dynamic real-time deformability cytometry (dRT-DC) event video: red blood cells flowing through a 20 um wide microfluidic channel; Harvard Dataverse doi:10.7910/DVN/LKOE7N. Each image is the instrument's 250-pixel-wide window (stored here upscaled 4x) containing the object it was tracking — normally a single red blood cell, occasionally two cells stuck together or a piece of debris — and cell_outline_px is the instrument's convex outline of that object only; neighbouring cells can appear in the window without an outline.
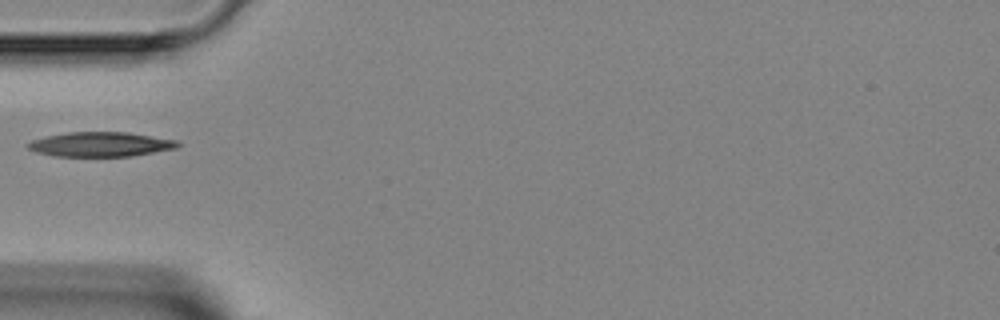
{"species": "Egyptian fruit bat (a non-hibernating species)", "species_latin": "Rousettus aegyptiacus", "temperature_condition": "room temperature", "stored_images_in_passage": 5, "camera_frame_rate_fps": 3000, "um_per_image_px": 0.085, "animal": {"sex": "female"}, "frame": {"image": 1, "passage_image": 4, "time_ms": 4.667, "image_size_px": [1000, 320], "cell_outline_px": [[184, 144], [176, 148], [132, 156], [56, 156], [36, 152], [28, 148], [28, 144], [32, 140], [44, 136], [68, 132], [128, 132], [180, 140]], "centroid_in_image_um": [8.62, 12.26], "position_along_channel_um": 76.4, "area_um2": 21.62}}
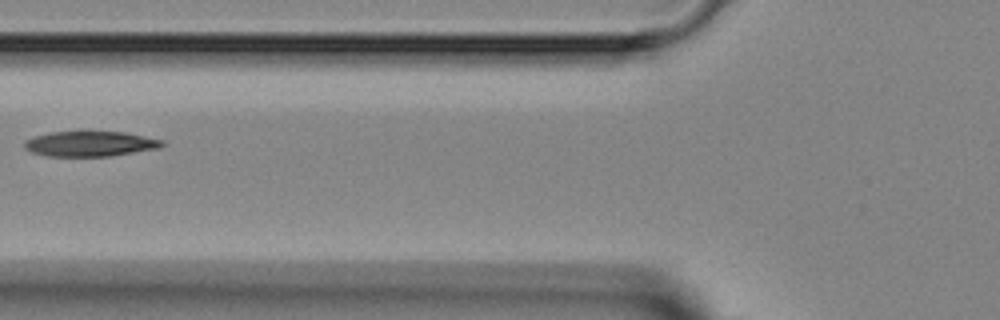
{"frame": {"image": 2, "passage_image": 5, "time_ms": 5.667, "image_size_px": [1000, 320], "cell_outline_px": [[164, 144], [160, 148], [108, 156], [48, 156], [32, 152], [24, 148], [24, 140], [32, 136], [48, 132], [124, 132], [164, 140]], "centroid_in_image_um": [7.63, 12.22], "position_along_channel_um": 118.2, "area_um2": 20.17}}